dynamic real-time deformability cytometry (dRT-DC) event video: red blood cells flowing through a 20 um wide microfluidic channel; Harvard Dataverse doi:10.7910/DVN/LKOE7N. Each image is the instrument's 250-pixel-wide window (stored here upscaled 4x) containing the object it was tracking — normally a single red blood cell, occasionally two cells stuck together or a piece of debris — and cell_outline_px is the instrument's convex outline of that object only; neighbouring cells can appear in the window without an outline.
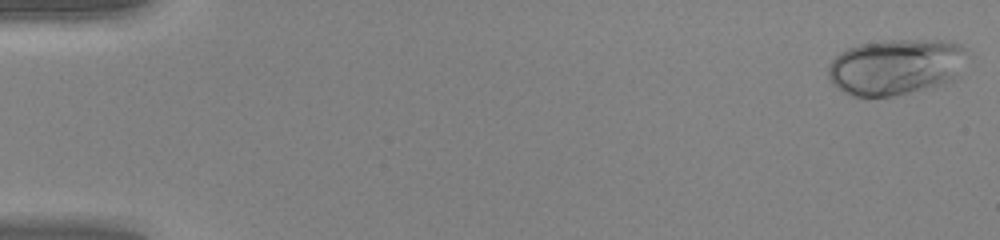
{"species": "human", "species_latin": "Homo sapiens", "temperature_condition": "warm", "stored_images_in_passage": 49, "camera_frame_rate_fps": 3000, "um_per_image_px": 0.085, "donor": {"sex": "female"}, "frame": {"image": 1, "passage_image": 1, "time_ms": 0.0, "image_size_px": [1000, 240], "cell_outline_px": [[968, 48], [952, 80], [944, 84], [892, 96], [852, 96], [836, 88], [828, 80], [828, 64], [840, 52], [848, 48], [860, 44], [892, 40], [940, 40], [960, 44]], "centroid_in_image_um": [76.07, 5.68], "position_along_channel_um": 8.9, "area_um2": 44.97}}
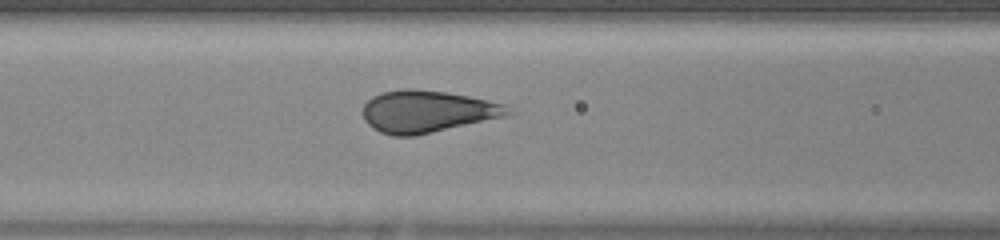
{"frame": {"image": 2, "passage_image": 21, "time_ms": 6.667, "image_size_px": [1000, 240], "cell_outline_px": [[516, 112], [508, 116], [416, 136], [392, 136], [380, 132], [372, 128], [364, 120], [364, 104], [372, 96], [384, 92], [404, 88], [412, 88], [444, 92], [468, 96], [504, 104]], "centroid_in_image_um": [36.34, 9.49], "position_along_channel_um": 130.3, "area_um2": 35.72}}
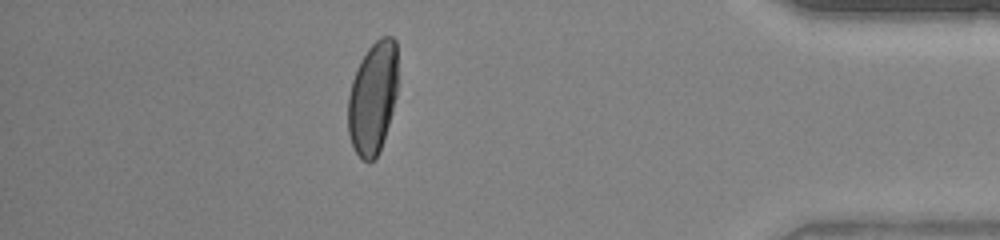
{"frame": {"image": 3, "passage_image": 43, "time_ms": 14.0, "image_size_px": [1000, 240], "cell_outline_px": [[396, 96], [392, 112], [380, 152], [376, 160], [368, 164], [356, 152], [352, 144], [348, 132], [348, 96], [352, 80], [356, 68], [360, 60], [368, 48], [380, 36], [392, 36], [396, 40]], "centroid_in_image_um": [31.67, 8.33], "position_along_channel_um": 403.5, "area_um2": 32.77}, "authors_computed_cell_mechanics": {"area_um2": 37.3388, "velocity_mm_per_s": 4.2336, "shape_relaxation_time_tau1_ms": 2.639, "shape_relaxation_time_tau2_ms": null, "deformation_change_tau1": 0.1632, "deformation_change_tau2": null}}